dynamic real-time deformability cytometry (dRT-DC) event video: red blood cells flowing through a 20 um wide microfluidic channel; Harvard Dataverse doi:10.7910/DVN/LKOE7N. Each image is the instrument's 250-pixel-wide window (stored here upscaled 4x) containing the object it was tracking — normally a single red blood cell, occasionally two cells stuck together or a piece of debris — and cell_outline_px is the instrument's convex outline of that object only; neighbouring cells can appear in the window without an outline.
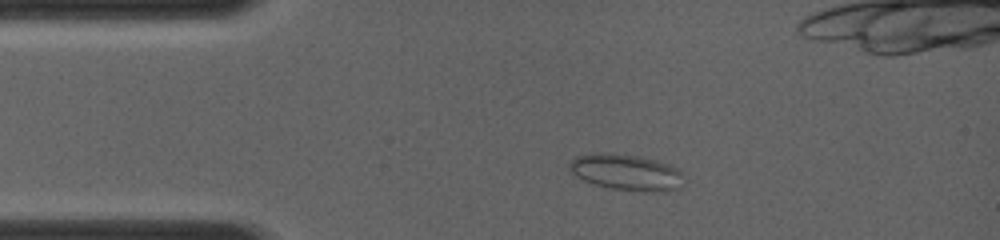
{"species": "common noctule bat (a hibernating species)", "species_latin": "Nyctalus noctula", "temperature_condition": "room temperature", "stored_images_in_passage": 6, "camera_frame_rate_fps": 4000, "um_per_image_px": 0.085, "animal": {"sex": "female", "body_mass_g": 19.0, "forearm_length_mm": 56.7}, "frame": {"image": 1, "passage_image": 4, "time_ms": 2.0, "image_size_px": [1000, 240], "cell_outline_px": [[680, 172], [672, 188], [616, 188], [596, 184], [584, 180], [572, 172], [572, 160], [576, 156], [640, 156], [656, 160], [668, 164]], "centroid_in_image_um": [53.13, 14.6], "position_along_channel_um": 31.9, "area_um2": 20.81}}